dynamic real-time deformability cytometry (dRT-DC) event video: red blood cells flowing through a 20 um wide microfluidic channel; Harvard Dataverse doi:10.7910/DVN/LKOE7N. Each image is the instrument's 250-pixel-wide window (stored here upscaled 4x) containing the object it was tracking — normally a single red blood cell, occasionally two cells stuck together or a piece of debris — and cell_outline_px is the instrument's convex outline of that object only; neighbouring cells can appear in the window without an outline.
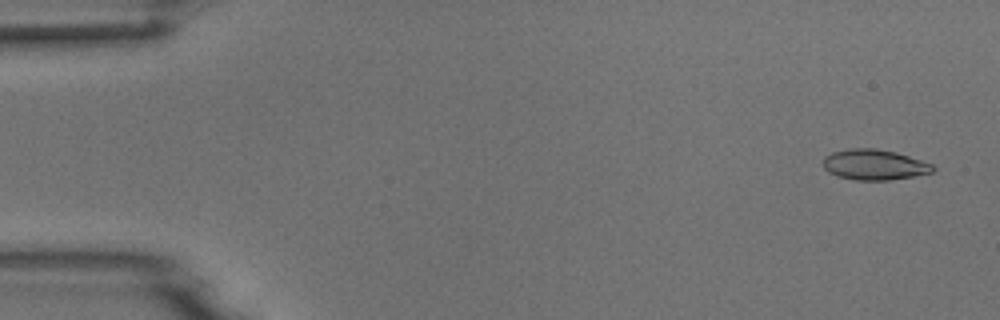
{"species": "common noctule bat (a hibernating species)", "species_latin": "Nyctalus noctula", "temperature_condition": "room temperature", "stored_images_in_passage": 16, "camera_frame_rate_fps": 3000, "um_per_image_px": 0.085, "animal": {"sex": "male", "body_mass_g": 18.8}, "frame": {"image": 1, "passage_image": 3, "time_ms": 0.667, "image_size_px": [1000, 320], "cell_outline_px": [[936, 168], [932, 172], [912, 176], [888, 180], [856, 180], [836, 176], [828, 172], [824, 168], [824, 156], [832, 152], [848, 148], [876, 148], [896, 152], [932, 164]], "centroid_in_image_um": [74.28, 13.99], "position_along_channel_um": 10.7, "area_um2": 19.48}}
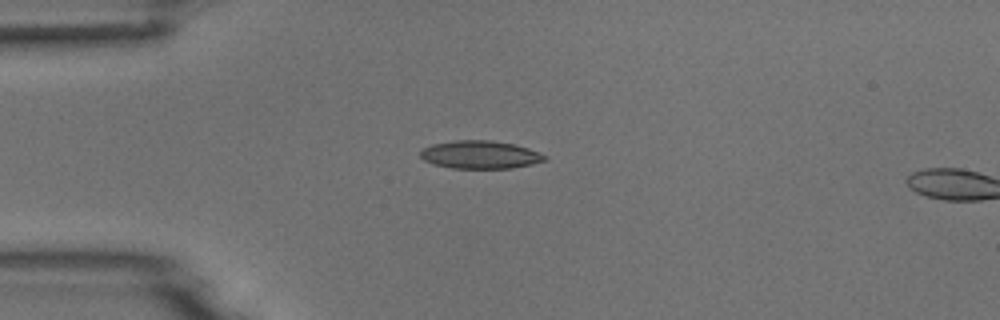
{"frame": {"image": 2, "passage_image": 14, "time_ms": 4.333, "image_size_px": [1000, 320], "cell_outline_px": [[548, 160], [532, 164], [512, 168], [452, 168], [432, 164], [424, 160], [420, 156], [420, 152], [424, 148], [432, 144], [452, 140], [492, 140], [512, 144], [528, 148], [548, 156]], "centroid_in_image_um": [40.82, 13.15], "position_along_channel_um": 44.2, "area_um2": 20.35}}